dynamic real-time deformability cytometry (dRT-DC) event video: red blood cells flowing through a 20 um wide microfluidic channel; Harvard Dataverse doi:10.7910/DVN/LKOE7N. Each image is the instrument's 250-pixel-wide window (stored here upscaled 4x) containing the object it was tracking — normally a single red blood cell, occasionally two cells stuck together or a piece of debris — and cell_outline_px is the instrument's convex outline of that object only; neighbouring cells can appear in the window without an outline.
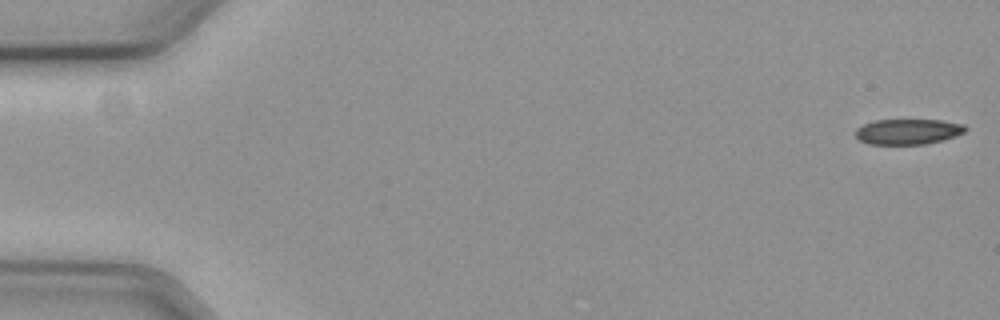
{"species": "common noctule bat (a hibernating species)", "species_latin": "Nyctalus noctula", "temperature_condition": "cold", "stored_images_in_passage": 58, "camera_frame_rate_fps": 3000, "um_per_image_px": 0.085, "animal": {"sex": "female", "body_mass_g": 19.3, "forearm_length_mm": 54.1}, "frame": {"image": 1, "passage_image": 1, "time_ms": 0.0, "image_size_px": [1000, 320], "cell_outline_px": [[968, 128], [964, 132], [940, 140], [924, 144], [868, 144], [860, 140], [856, 136], [856, 128], [864, 124], [876, 120], [940, 120], [964, 124]], "centroid_in_image_um": [77.15, 11.18], "position_along_channel_um": 7.8, "area_um2": 16.07}}
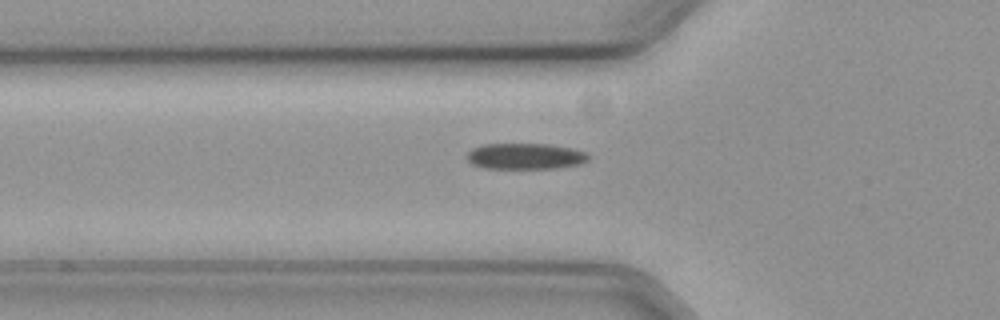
{"frame": {"image": 2, "passage_image": 20, "time_ms": 6.333, "image_size_px": [1000, 320], "cell_outline_px": [[588, 160], [580, 164], [560, 168], [484, 168], [472, 164], [464, 156], [472, 148], [484, 144], [548, 144], [572, 148], [584, 152], [588, 156]], "centroid_in_image_um": [44.62, 13.28], "position_along_channel_um": 81.2, "area_um2": 18.44}}
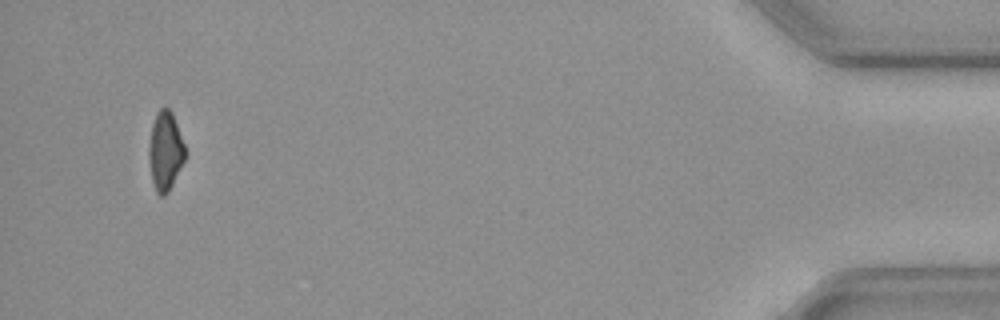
{"frame": {"image": 3, "passage_image": 55, "time_ms": 18.0, "image_size_px": [1000, 320], "cell_outline_px": [[184, 160], [168, 192], [164, 196], [160, 196], [156, 192], [152, 180], [148, 160], [148, 148], [152, 124], [156, 112], [160, 108], [168, 108], [172, 112], [184, 144]], "centroid_in_image_um": [14.02, 12.83], "position_along_channel_um": 421.2, "area_um2": 16.47}, "authors_computed_cell_mechanics": {"area_um2": 18.1203, "velocity_mm_per_s": 3.6212, "shape_relaxation_time_tau1_ms": 3.1001, "shape_relaxation_time_tau2_ms": null, "deformation_change_tau1": 0.0882, "deformation_change_tau2": null}}